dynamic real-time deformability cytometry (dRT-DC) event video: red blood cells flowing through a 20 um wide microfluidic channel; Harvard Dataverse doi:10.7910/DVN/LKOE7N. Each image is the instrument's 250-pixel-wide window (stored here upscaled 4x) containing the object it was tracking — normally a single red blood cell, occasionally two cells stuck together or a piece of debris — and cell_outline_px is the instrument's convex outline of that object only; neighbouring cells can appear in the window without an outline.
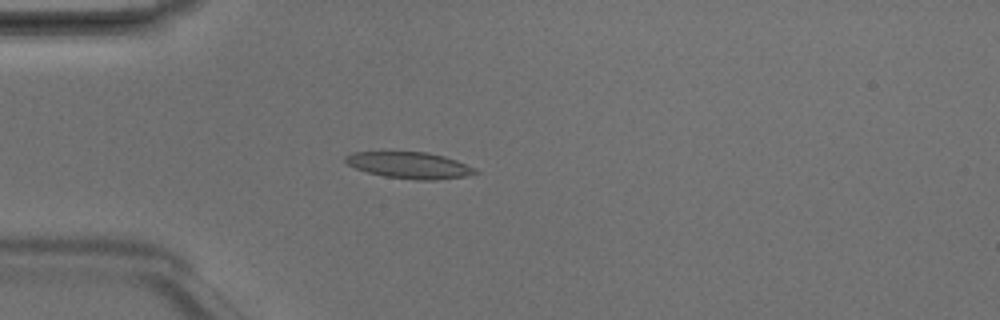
{"species": "Egyptian fruit bat (a non-hibernating species)", "species_latin": "Rousettus aegyptiacus", "temperature_condition": "room temperature", "stored_images_in_passage": 5, "camera_frame_rate_fps": 3000, "um_per_image_px": 0.085, "animal": {"sex": "male"}, "frame": {"image": 1, "passage_image": 5, "time_ms": 1.333, "image_size_px": [1000, 320], "cell_outline_px": [[480, 172], [464, 176], [436, 180], [416, 180], [384, 176], [368, 172], [356, 168], [348, 164], [344, 160], [344, 156], [352, 152], [428, 152], [444, 156], [456, 160], [476, 168]], "centroid_in_image_um": [34.82, 14.04], "position_along_channel_um": 50.2, "area_um2": 19.94}}